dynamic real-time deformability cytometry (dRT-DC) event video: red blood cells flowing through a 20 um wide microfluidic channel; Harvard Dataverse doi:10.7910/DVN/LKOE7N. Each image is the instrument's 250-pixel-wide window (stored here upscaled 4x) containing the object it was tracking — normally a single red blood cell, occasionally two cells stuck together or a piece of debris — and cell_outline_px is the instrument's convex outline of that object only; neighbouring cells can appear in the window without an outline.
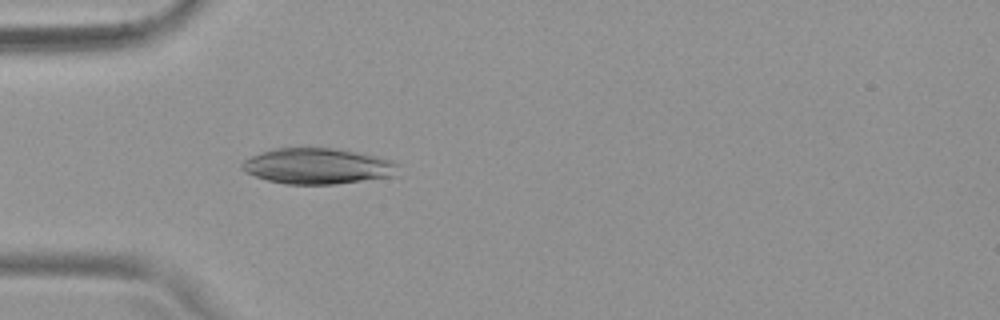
{"species": "common noctule bat (a hibernating species)", "species_latin": "Nyctalus noctula", "temperature_condition": "warm", "stored_images_in_passage": 40, "camera_frame_rate_fps": 3000, "um_per_image_px": 0.085, "animal": {"sex": "female", "body_mass_g": 19.9}, "frame": {"image": 1, "passage_image": 3, "time_ms": 0.667, "image_size_px": [1000, 320], "cell_outline_px": [[400, 176], [336, 184], [284, 184], [268, 180], [244, 172], [240, 168], [240, 164], [244, 160], [252, 156], [272, 148], [336, 148], [376, 156], [392, 160], [400, 164]], "centroid_in_image_um": [27.07, 14.13], "position_along_channel_um": 57.9, "area_um2": 33.06}}
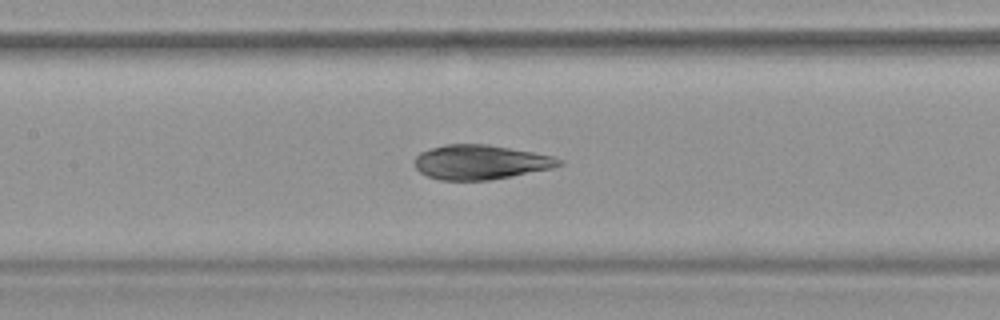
{"frame": {"image": 2, "passage_image": 12, "time_ms": 3.667, "image_size_px": [1000, 320], "cell_outline_px": [[564, 164], [552, 168], [512, 176], [488, 180], [440, 180], [428, 176], [420, 172], [416, 168], [416, 156], [420, 152], [444, 144], [488, 144], [556, 156], [564, 160]], "centroid_in_image_um": [40.89, 13.78], "position_along_channel_um": 166.5, "area_um2": 29.07}}
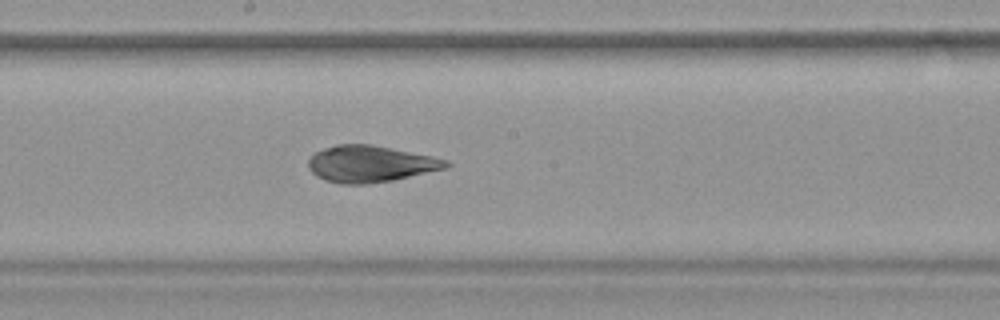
{"frame": {"image": 3, "passage_image": 16, "time_ms": 5.0, "image_size_px": [1000, 320], "cell_outline_px": [[452, 164], [448, 168], [392, 180], [368, 184], [340, 184], [324, 180], [316, 176], [308, 168], [308, 160], [316, 152], [324, 148], [336, 144], [368, 144], [432, 156], [448, 160]], "centroid_in_image_um": [31.48, 13.94], "position_along_channel_um": 216.7, "area_um2": 29.3}}